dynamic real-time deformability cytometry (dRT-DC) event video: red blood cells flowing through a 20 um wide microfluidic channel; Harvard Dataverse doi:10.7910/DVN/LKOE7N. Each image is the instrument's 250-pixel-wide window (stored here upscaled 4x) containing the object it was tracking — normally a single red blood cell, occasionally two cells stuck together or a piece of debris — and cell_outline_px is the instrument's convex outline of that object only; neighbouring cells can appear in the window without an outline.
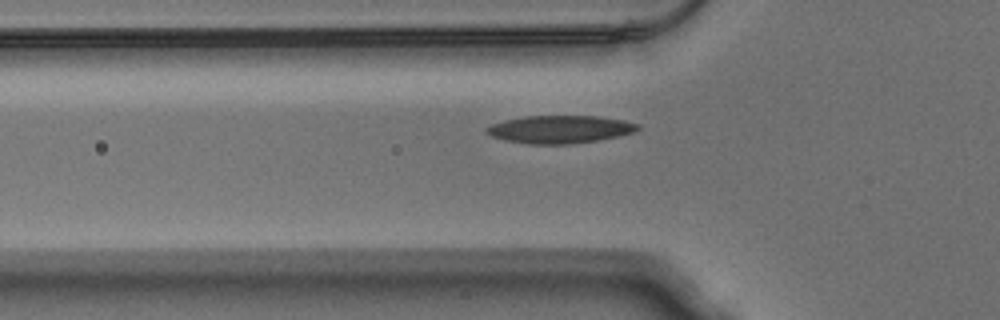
{"species": "Egyptian fruit bat (a non-hibernating species)", "species_latin": "Rousettus aegyptiacus", "temperature_condition": "warm", "stored_images_in_passage": 39, "segment_of_instrument_passage": [1, 2], "camera_frame_rate_fps": 3000, "um_per_image_px": 0.085, "animal": {"sex": "male"}, "frame": {"image": 1, "passage_image": 3, "time_ms": 0.667, "image_size_px": [1000, 320], "cell_outline_px": [[640, 128], [632, 132], [616, 136], [596, 140], [572, 144], [528, 144], [508, 140], [492, 136], [484, 132], [484, 128], [492, 124], [504, 120], [524, 116], [600, 116], [624, 120], [640, 124]], "centroid_in_image_um": [47.57, 10.98], "position_along_channel_um": 78.2, "area_um2": 24.39}}
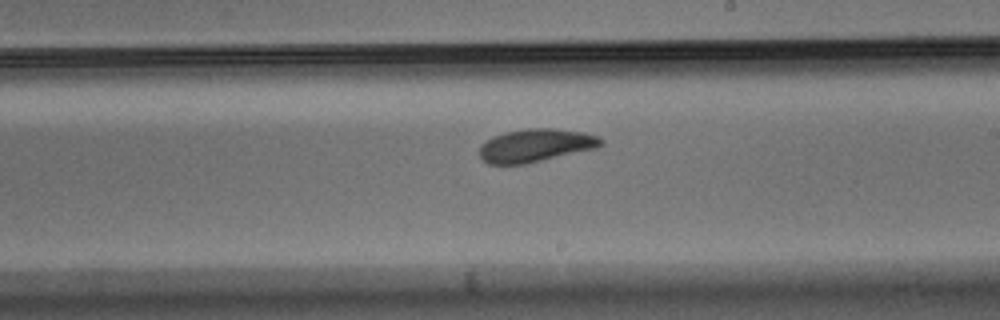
{"frame": {"image": 2, "passage_image": 16, "time_ms": 5.0, "image_size_px": [1000, 320], "cell_outline_px": [[604, 144], [596, 148], [524, 164], [488, 164], [480, 160], [480, 144], [504, 132], [524, 128], [556, 128], [584, 132], [596, 136], [604, 140]], "centroid_in_image_um": [45.52, 12.35], "position_along_channel_um": 243.5, "area_um2": 23.41}}
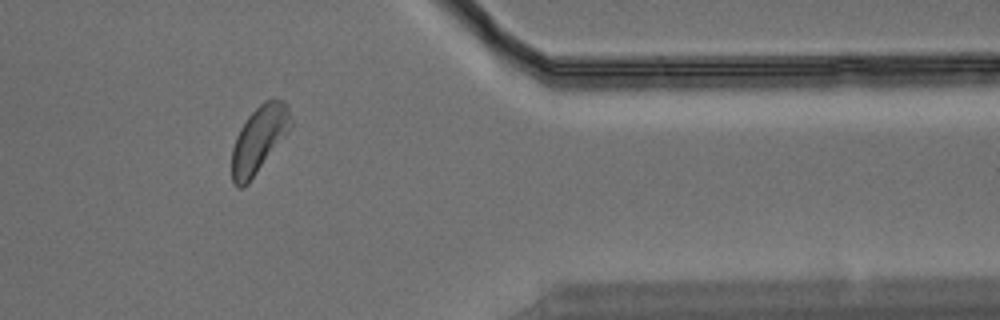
{"frame": {"image": 3, "passage_image": 29, "time_ms": 9.333, "image_size_px": [1000, 320], "cell_outline_px": [[292, 124], [288, 132], [248, 184], [244, 188], [236, 188], [232, 184], [232, 148], [236, 136], [240, 128], [248, 116], [264, 100], [272, 96], [284, 100], [288, 104]], "centroid_in_image_um": [22.01, 11.82], "position_along_channel_um": 389.4, "area_um2": 23.12}}